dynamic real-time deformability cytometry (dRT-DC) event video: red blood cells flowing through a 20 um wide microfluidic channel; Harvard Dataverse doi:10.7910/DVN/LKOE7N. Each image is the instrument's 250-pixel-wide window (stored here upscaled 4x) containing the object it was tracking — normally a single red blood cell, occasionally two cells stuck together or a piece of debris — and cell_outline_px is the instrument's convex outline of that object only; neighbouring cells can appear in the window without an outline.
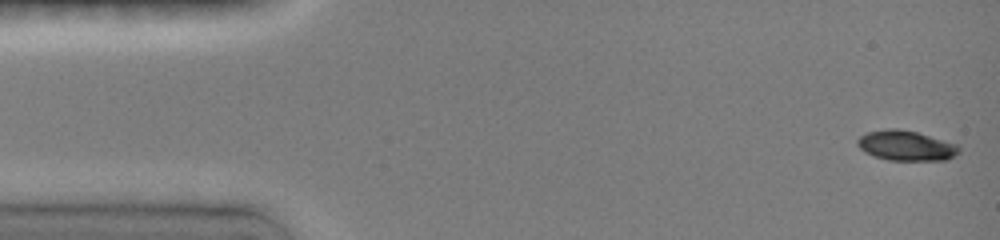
{"species": "common noctule bat (a hibernating species)", "species_latin": "Nyctalus noctula", "temperature_condition": "room temperature", "stored_images_in_passage": 74, "camera_frame_rate_fps": 3000, "um_per_image_px": 0.085, "animal": {"sex": "female", "body_mass_g": 19.0, "forearm_length_mm": 51.5}, "frame": {"image": 1, "passage_image": 1, "time_ms": 0.0, "image_size_px": [1000, 240], "cell_outline_px": [[960, 152], [948, 160], [888, 160], [864, 152], [856, 144], [856, 140], [860, 136], [868, 132], [888, 128], [900, 128], [916, 132], [956, 144], [960, 148]], "centroid_in_image_um": [77.0, 12.38], "position_along_channel_um": 8.0, "area_um2": 17.74}}
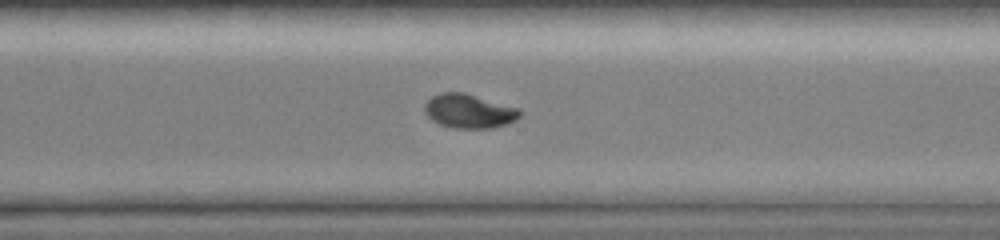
{"frame": {"image": 2, "passage_image": 53, "time_ms": 11.0, "image_size_px": [1000, 240], "cell_outline_px": [[520, 116], [516, 120], [508, 124], [492, 128], [452, 128], [440, 124], [432, 120], [424, 112], [424, 104], [432, 96], [440, 92], [464, 92], [520, 108]], "centroid_in_image_um": [39.87, 9.44], "position_along_channel_um": 330.7, "area_um2": 19.07}}
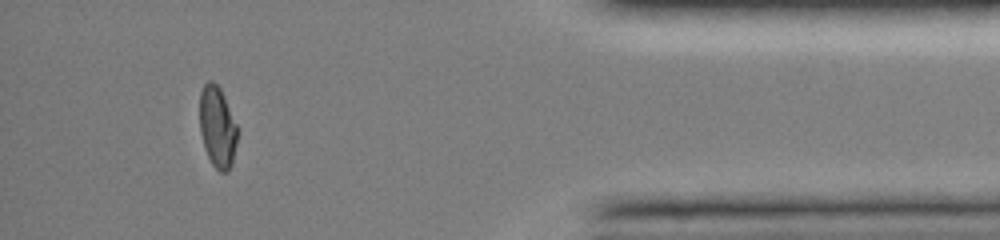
{"frame": {"image": 3, "passage_image": 68, "time_ms": 14.0, "image_size_px": [1000, 240], "cell_outline_px": [[240, 132], [232, 164], [228, 172], [220, 172], [212, 164], [204, 148], [200, 132], [200, 92], [204, 84], [208, 80], [212, 80], [220, 88], [224, 96]], "centroid_in_image_um": [18.5, 10.81], "position_along_channel_um": 416.7, "area_um2": 18.21}, "authors_computed_cell_mechanics": {"area_um2": 19.074, "velocity_mm_per_s": 4.0162, "shape_relaxation_time_tau1_ms": 7.1294, "shape_relaxation_time_tau2_ms": 4.2549, "deformation_change_tau1": 0.2104, "deformation_change_tau2": 0.0368}}